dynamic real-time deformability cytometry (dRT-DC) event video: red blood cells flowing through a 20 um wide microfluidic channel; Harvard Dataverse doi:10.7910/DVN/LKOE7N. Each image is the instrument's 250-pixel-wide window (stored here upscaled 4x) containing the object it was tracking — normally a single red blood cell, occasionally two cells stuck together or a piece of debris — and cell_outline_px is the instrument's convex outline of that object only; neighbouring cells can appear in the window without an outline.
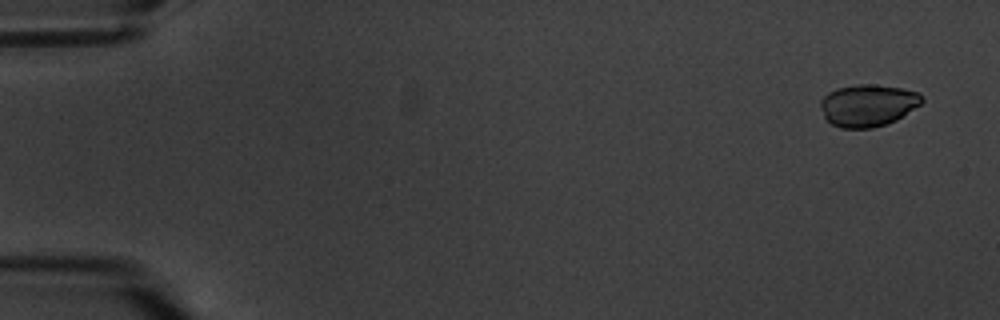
{"species": "common noctule bat (a hibernating species)", "species_latin": "Nyctalus noctula", "temperature_condition": "warm", "stored_images_in_passage": 16, "camera_frame_rate_fps": 3000, "um_per_image_px": 0.085, "animal": {"sex": "male", "body_mass_g": 20.1, "forearm_length_mm": 53.5}, "frame": {"image": 1, "passage_image": 2, "time_ms": 1.0, "image_size_px": [1000, 320], "cell_outline_px": [[924, 100], [920, 104], [896, 120], [872, 128], [840, 128], [832, 124], [824, 116], [820, 104], [820, 100], [828, 92], [836, 88], [856, 84], [876, 84], [900, 88], [916, 92], [924, 96]], "centroid_in_image_um": [73.75, 8.94], "position_along_channel_um": 11.2, "area_um2": 24.8}}
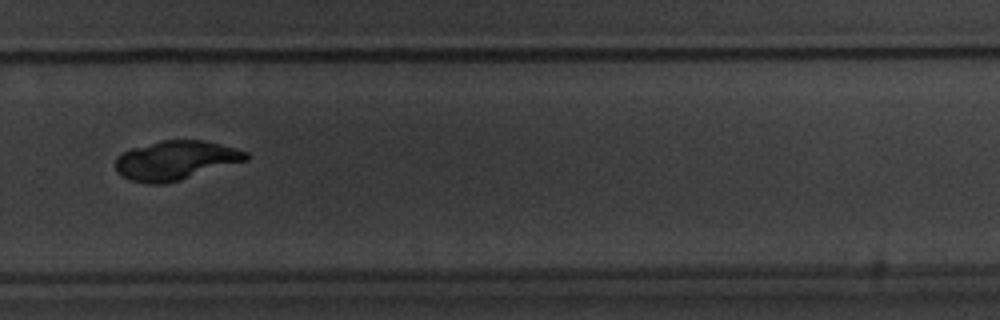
{"frame": {"image": 2, "passage_image": 12, "time_ms": 14.0, "image_size_px": [1000, 320], "cell_outline_px": [[248, 160], [180, 180], [164, 184], [148, 184], [132, 180], [116, 172], [116, 156], [132, 148], [164, 140], [204, 140], [236, 148], [248, 152]], "centroid_in_image_um": [14.94, 13.63], "position_along_channel_um": 314.9, "area_um2": 29.59}}
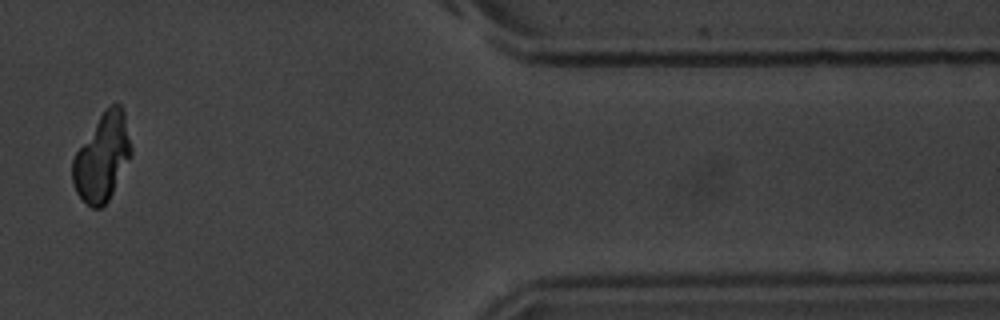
{"frame": {"image": 3, "passage_image": 15, "time_ms": 17.667, "image_size_px": [1000, 320], "cell_outline_px": [[132, 156], [108, 200], [100, 208], [92, 208], [76, 192], [72, 184], [72, 160], [76, 152], [100, 116], [112, 104], [120, 104], [124, 112], [132, 148]], "centroid_in_image_um": [8.7, 13.41], "position_along_channel_um": 402.7, "area_um2": 29.3}, "authors_computed_cell_mechanics": {"area_um2": 29.1312, "velocity_mm_per_s": 3.3926, "shape_relaxation_time_tau1_ms": 1.8186, "shape_relaxation_time_tau2_ms": 0.3789, "deformation_change_tau1": 0.0142, "deformation_change_tau2": null}}